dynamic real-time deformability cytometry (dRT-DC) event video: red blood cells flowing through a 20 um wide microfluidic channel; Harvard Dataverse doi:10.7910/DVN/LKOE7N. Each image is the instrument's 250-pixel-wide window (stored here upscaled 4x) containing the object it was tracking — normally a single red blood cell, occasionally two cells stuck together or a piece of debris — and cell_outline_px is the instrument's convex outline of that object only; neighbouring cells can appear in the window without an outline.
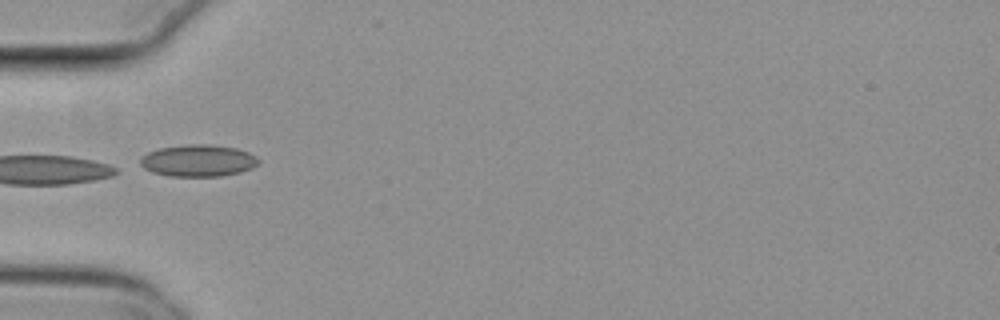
{"species": "common noctule bat (a hibernating species)", "species_latin": "Nyctalus noctula", "temperature_condition": "cold", "stored_images_in_passage": 19, "camera_frame_rate_fps": 3000, "um_per_image_px": 0.085, "animal": {"sex": "female", "body_mass_g": 29.2, "forearm_length_mm": 56.3}, "frame": {"image": 1, "passage_image": 1, "time_ms": 0.0, "image_size_px": [1000, 320], "cell_outline_px": [[260, 160], [252, 168], [240, 172], [220, 176], [168, 176], [152, 172], [144, 168], [140, 164], [140, 156], [148, 152], [160, 148], [188, 144], [208, 144], [236, 148], [248, 152], [256, 156]], "centroid_in_image_um": [16.82, 13.65], "position_along_channel_um": 68.2, "area_um2": 21.96}}